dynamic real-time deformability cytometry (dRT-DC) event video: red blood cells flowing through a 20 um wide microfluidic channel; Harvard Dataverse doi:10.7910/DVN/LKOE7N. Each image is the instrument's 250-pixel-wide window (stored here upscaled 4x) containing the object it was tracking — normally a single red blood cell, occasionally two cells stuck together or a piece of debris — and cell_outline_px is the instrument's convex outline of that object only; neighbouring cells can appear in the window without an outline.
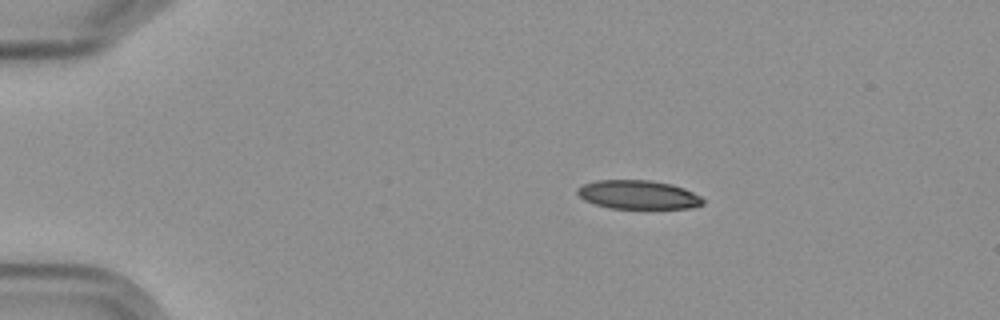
{"species": "Egyptian fruit bat (a non-hibernating species)", "species_latin": "Rousettus aegyptiacus", "temperature_condition": "cold", "stored_images_in_passage": 4, "camera_frame_rate_fps": 3000, "um_per_image_px": 0.085, "frame": {"image": 1, "passage_image": 2, "time_ms": 1.333, "image_size_px": [1000, 320], "cell_outline_px": [[704, 204], [692, 208], [644, 212], [608, 208], [584, 200], [576, 192], [576, 188], [584, 184], [596, 180], [648, 180], [672, 184], [684, 188], [700, 196], [704, 200]], "centroid_in_image_um": [54.29, 16.61], "position_along_channel_um": 30.7, "area_um2": 22.25}}